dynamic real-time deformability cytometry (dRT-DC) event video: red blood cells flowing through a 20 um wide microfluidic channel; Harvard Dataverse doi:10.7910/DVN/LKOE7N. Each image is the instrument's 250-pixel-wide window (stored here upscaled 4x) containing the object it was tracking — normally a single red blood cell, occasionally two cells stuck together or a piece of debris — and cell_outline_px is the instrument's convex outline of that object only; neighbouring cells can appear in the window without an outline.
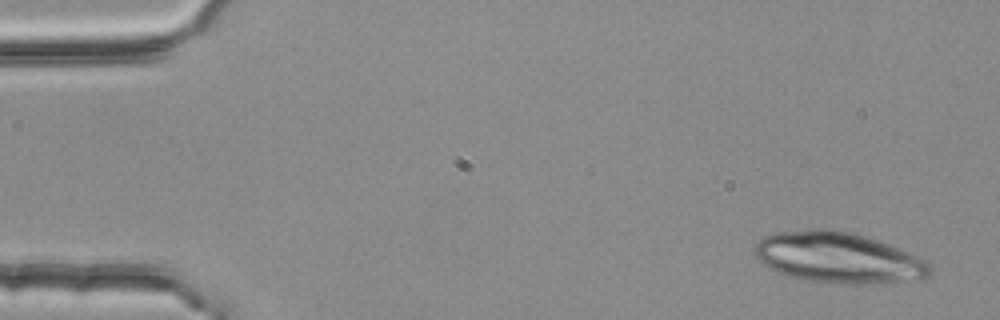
{"species": "common noctule bat (a hibernating species)", "species_latin": "Nyctalus noctula", "temperature_condition": "room temperature", "stored_images_in_passage": 3, "camera_frame_rate_fps": 3000, "um_per_image_px": 0.085, "animal": {"sex": "female", "body_mass_g": 25.1}, "frame": {"image": 1, "passage_image": 1, "time_ms": 0.0, "image_size_px": [1000, 320], "cell_outline_px": [[932, 272], [924, 280], [860, 284], [852, 284], [812, 280], [792, 276], [768, 268], [752, 252], [752, 248], [764, 236], [776, 232], [812, 228], [824, 228], [852, 232], [876, 240], [916, 256], [924, 260], [932, 268]], "centroid_in_image_um": [71.25, 21.89], "position_along_channel_um": 13.8, "area_um2": 51.5}}